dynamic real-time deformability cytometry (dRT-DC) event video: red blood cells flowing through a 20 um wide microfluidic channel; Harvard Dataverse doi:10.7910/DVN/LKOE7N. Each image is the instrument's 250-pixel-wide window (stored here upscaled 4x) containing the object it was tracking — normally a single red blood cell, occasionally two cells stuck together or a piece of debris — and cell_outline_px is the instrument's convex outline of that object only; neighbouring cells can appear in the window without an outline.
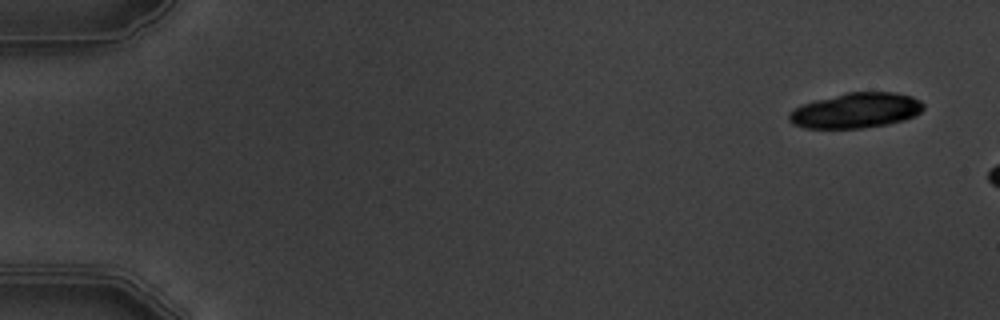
{"species": "common noctule bat (a hibernating species)", "species_latin": "Nyctalus noctula", "temperature_condition": "warm", "stored_images_in_passage": 3, "camera_frame_rate_fps": 3000, "um_per_image_px": 0.085, "animal": {"sex": "male", "body_mass_g": 19.5, "forearm_length_mm": 54.6}, "frame": {"image": 1, "passage_image": 1, "time_ms": 0.0, "image_size_px": [1000, 320], "cell_outline_px": [[924, 108], [916, 116], [904, 120], [884, 124], [860, 128], [804, 128], [792, 124], [788, 120], [788, 112], [804, 104], [816, 100], [848, 92], [896, 92], [912, 96], [920, 100], [924, 104]], "centroid_in_image_um": [72.77, 9.39], "position_along_channel_um": 12.2, "area_um2": 27.51}}